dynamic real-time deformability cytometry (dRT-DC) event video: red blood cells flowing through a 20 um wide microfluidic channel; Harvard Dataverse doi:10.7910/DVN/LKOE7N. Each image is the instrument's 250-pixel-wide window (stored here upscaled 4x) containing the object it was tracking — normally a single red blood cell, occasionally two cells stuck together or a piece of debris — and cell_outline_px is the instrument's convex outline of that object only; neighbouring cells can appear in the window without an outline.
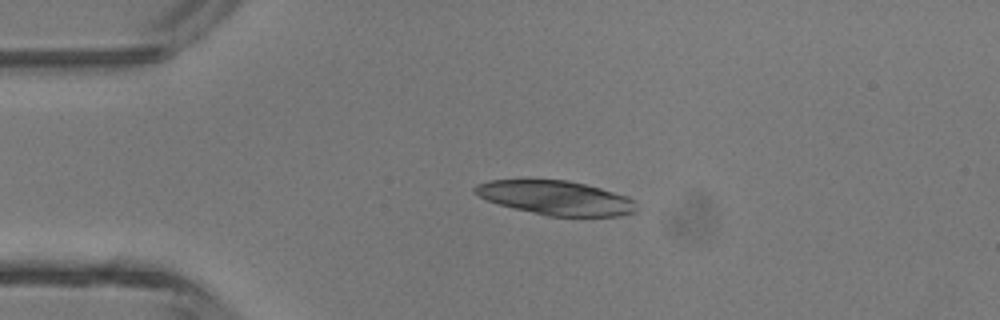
{"species": "common noctule bat (a hibernating species)", "species_latin": "Nyctalus noctula", "temperature_condition": "room temperature", "stored_images_in_passage": 4, "camera_frame_rate_fps": 3000, "um_per_image_px": 0.085, "animal": {"sex": "male", "body_mass_g": 13.3}, "frame": {"image": 1, "passage_image": 2, "time_ms": 0.333, "image_size_px": [1000, 320], "cell_outline_px": [[640, 208], [636, 212], [620, 216], [548, 216], [500, 204], [488, 200], [472, 192], [472, 188], [476, 184], [488, 180], [568, 180], [600, 188], [628, 196], [636, 200]], "centroid_in_image_um": [47.31, 16.82], "position_along_channel_um": 37.7, "area_um2": 32.25}}